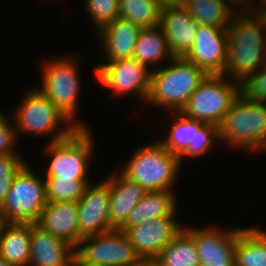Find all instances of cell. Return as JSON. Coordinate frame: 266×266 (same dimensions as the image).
<instances>
[{
  "mask_svg": "<svg viewBox=\"0 0 266 266\" xmlns=\"http://www.w3.org/2000/svg\"><path fill=\"white\" fill-rule=\"evenodd\" d=\"M147 68L137 59L126 58L100 64L94 72L99 82L111 88L115 94L132 92L146 100L152 73Z\"/></svg>",
  "mask_w": 266,
  "mask_h": 266,
  "instance_id": "12",
  "label": "cell"
},
{
  "mask_svg": "<svg viewBox=\"0 0 266 266\" xmlns=\"http://www.w3.org/2000/svg\"><path fill=\"white\" fill-rule=\"evenodd\" d=\"M133 58L148 67L163 59L174 58L160 25L142 28L135 46Z\"/></svg>",
  "mask_w": 266,
  "mask_h": 266,
  "instance_id": "25",
  "label": "cell"
},
{
  "mask_svg": "<svg viewBox=\"0 0 266 266\" xmlns=\"http://www.w3.org/2000/svg\"><path fill=\"white\" fill-rule=\"evenodd\" d=\"M69 266H97L82 260L75 252L73 253Z\"/></svg>",
  "mask_w": 266,
  "mask_h": 266,
  "instance_id": "34",
  "label": "cell"
},
{
  "mask_svg": "<svg viewBox=\"0 0 266 266\" xmlns=\"http://www.w3.org/2000/svg\"><path fill=\"white\" fill-rule=\"evenodd\" d=\"M174 215L145 221L124 232L142 259H155L183 229V226L174 221Z\"/></svg>",
  "mask_w": 266,
  "mask_h": 266,
  "instance_id": "16",
  "label": "cell"
},
{
  "mask_svg": "<svg viewBox=\"0 0 266 266\" xmlns=\"http://www.w3.org/2000/svg\"><path fill=\"white\" fill-rule=\"evenodd\" d=\"M251 6L244 4L241 7L244 8L242 14L235 15L227 28L228 61L225 76L239 83L266 65V22L261 13L252 10L255 7Z\"/></svg>",
  "mask_w": 266,
  "mask_h": 266,
  "instance_id": "1",
  "label": "cell"
},
{
  "mask_svg": "<svg viewBox=\"0 0 266 266\" xmlns=\"http://www.w3.org/2000/svg\"><path fill=\"white\" fill-rule=\"evenodd\" d=\"M22 100L15 112L16 114H14L16 115L14 128L18 132L20 130V132L23 131L28 134L31 132L41 135L53 133L51 142H54L66 138L76 128H87L85 123L78 121V123H70L64 127L65 129H58L61 123L70 122V120L39 89L28 92Z\"/></svg>",
  "mask_w": 266,
  "mask_h": 266,
  "instance_id": "6",
  "label": "cell"
},
{
  "mask_svg": "<svg viewBox=\"0 0 266 266\" xmlns=\"http://www.w3.org/2000/svg\"><path fill=\"white\" fill-rule=\"evenodd\" d=\"M0 266H12L8 264L1 256H0Z\"/></svg>",
  "mask_w": 266,
  "mask_h": 266,
  "instance_id": "37",
  "label": "cell"
},
{
  "mask_svg": "<svg viewBox=\"0 0 266 266\" xmlns=\"http://www.w3.org/2000/svg\"><path fill=\"white\" fill-rule=\"evenodd\" d=\"M170 190L150 191L136 204L119 230L125 232L145 221L176 214V202Z\"/></svg>",
  "mask_w": 266,
  "mask_h": 266,
  "instance_id": "23",
  "label": "cell"
},
{
  "mask_svg": "<svg viewBox=\"0 0 266 266\" xmlns=\"http://www.w3.org/2000/svg\"><path fill=\"white\" fill-rule=\"evenodd\" d=\"M184 58L208 75H225L228 61L227 28L199 24L194 44Z\"/></svg>",
  "mask_w": 266,
  "mask_h": 266,
  "instance_id": "13",
  "label": "cell"
},
{
  "mask_svg": "<svg viewBox=\"0 0 266 266\" xmlns=\"http://www.w3.org/2000/svg\"><path fill=\"white\" fill-rule=\"evenodd\" d=\"M106 178L109 182L110 203L109 219L113 229H119L126 221L129 213L145 196L147 191L137 182L130 180L122 173L112 174Z\"/></svg>",
  "mask_w": 266,
  "mask_h": 266,
  "instance_id": "20",
  "label": "cell"
},
{
  "mask_svg": "<svg viewBox=\"0 0 266 266\" xmlns=\"http://www.w3.org/2000/svg\"><path fill=\"white\" fill-rule=\"evenodd\" d=\"M77 201L47 202L36 223L74 248L79 243Z\"/></svg>",
  "mask_w": 266,
  "mask_h": 266,
  "instance_id": "18",
  "label": "cell"
},
{
  "mask_svg": "<svg viewBox=\"0 0 266 266\" xmlns=\"http://www.w3.org/2000/svg\"><path fill=\"white\" fill-rule=\"evenodd\" d=\"M257 12L261 13V15L263 16V18L265 19V22H266V9H264L263 11H257Z\"/></svg>",
  "mask_w": 266,
  "mask_h": 266,
  "instance_id": "39",
  "label": "cell"
},
{
  "mask_svg": "<svg viewBox=\"0 0 266 266\" xmlns=\"http://www.w3.org/2000/svg\"><path fill=\"white\" fill-rule=\"evenodd\" d=\"M74 247L31 224V251L28 266H69Z\"/></svg>",
  "mask_w": 266,
  "mask_h": 266,
  "instance_id": "19",
  "label": "cell"
},
{
  "mask_svg": "<svg viewBox=\"0 0 266 266\" xmlns=\"http://www.w3.org/2000/svg\"><path fill=\"white\" fill-rule=\"evenodd\" d=\"M193 19L202 25L228 28L235 14L228 4L236 0H178ZM230 1V2H229ZM228 2V3H227ZM236 2V3H235Z\"/></svg>",
  "mask_w": 266,
  "mask_h": 266,
  "instance_id": "24",
  "label": "cell"
},
{
  "mask_svg": "<svg viewBox=\"0 0 266 266\" xmlns=\"http://www.w3.org/2000/svg\"><path fill=\"white\" fill-rule=\"evenodd\" d=\"M240 94L249 101L266 102V65L240 83Z\"/></svg>",
  "mask_w": 266,
  "mask_h": 266,
  "instance_id": "32",
  "label": "cell"
},
{
  "mask_svg": "<svg viewBox=\"0 0 266 266\" xmlns=\"http://www.w3.org/2000/svg\"><path fill=\"white\" fill-rule=\"evenodd\" d=\"M19 155L14 152L0 156V205L5 200L14 178L26 165Z\"/></svg>",
  "mask_w": 266,
  "mask_h": 266,
  "instance_id": "30",
  "label": "cell"
},
{
  "mask_svg": "<svg viewBox=\"0 0 266 266\" xmlns=\"http://www.w3.org/2000/svg\"><path fill=\"white\" fill-rule=\"evenodd\" d=\"M239 4H244L245 3V1L247 2L246 4H248L249 3V5L252 3V4H255L254 2H253V0H236ZM252 1V2H251ZM251 2V3H250Z\"/></svg>",
  "mask_w": 266,
  "mask_h": 266,
  "instance_id": "38",
  "label": "cell"
},
{
  "mask_svg": "<svg viewBox=\"0 0 266 266\" xmlns=\"http://www.w3.org/2000/svg\"><path fill=\"white\" fill-rule=\"evenodd\" d=\"M31 223H4L0 230V256L12 266H28Z\"/></svg>",
  "mask_w": 266,
  "mask_h": 266,
  "instance_id": "22",
  "label": "cell"
},
{
  "mask_svg": "<svg viewBox=\"0 0 266 266\" xmlns=\"http://www.w3.org/2000/svg\"><path fill=\"white\" fill-rule=\"evenodd\" d=\"M76 59L70 57L50 60L44 66L42 87L39 89L56 108L73 121L77 111L79 75Z\"/></svg>",
  "mask_w": 266,
  "mask_h": 266,
  "instance_id": "9",
  "label": "cell"
},
{
  "mask_svg": "<svg viewBox=\"0 0 266 266\" xmlns=\"http://www.w3.org/2000/svg\"><path fill=\"white\" fill-rule=\"evenodd\" d=\"M180 164V157L157 141L139 147L121 173L147 192L171 190Z\"/></svg>",
  "mask_w": 266,
  "mask_h": 266,
  "instance_id": "4",
  "label": "cell"
},
{
  "mask_svg": "<svg viewBox=\"0 0 266 266\" xmlns=\"http://www.w3.org/2000/svg\"><path fill=\"white\" fill-rule=\"evenodd\" d=\"M224 77L208 75L190 95L180 112L189 118L219 127L232 103L240 95V83L234 80L226 82Z\"/></svg>",
  "mask_w": 266,
  "mask_h": 266,
  "instance_id": "5",
  "label": "cell"
},
{
  "mask_svg": "<svg viewBox=\"0 0 266 266\" xmlns=\"http://www.w3.org/2000/svg\"><path fill=\"white\" fill-rule=\"evenodd\" d=\"M47 204L45 181L36 177L26 164L14 178L0 205L4 223H37Z\"/></svg>",
  "mask_w": 266,
  "mask_h": 266,
  "instance_id": "7",
  "label": "cell"
},
{
  "mask_svg": "<svg viewBox=\"0 0 266 266\" xmlns=\"http://www.w3.org/2000/svg\"><path fill=\"white\" fill-rule=\"evenodd\" d=\"M159 25L174 57H184L194 44L199 24L178 0H165Z\"/></svg>",
  "mask_w": 266,
  "mask_h": 266,
  "instance_id": "17",
  "label": "cell"
},
{
  "mask_svg": "<svg viewBox=\"0 0 266 266\" xmlns=\"http://www.w3.org/2000/svg\"><path fill=\"white\" fill-rule=\"evenodd\" d=\"M133 266H160V264L155 259H141Z\"/></svg>",
  "mask_w": 266,
  "mask_h": 266,
  "instance_id": "35",
  "label": "cell"
},
{
  "mask_svg": "<svg viewBox=\"0 0 266 266\" xmlns=\"http://www.w3.org/2000/svg\"><path fill=\"white\" fill-rule=\"evenodd\" d=\"M260 1L262 4L259 3V5H261V6L257 5L259 8H257L256 11H263L264 9H266V0H260Z\"/></svg>",
  "mask_w": 266,
  "mask_h": 266,
  "instance_id": "36",
  "label": "cell"
},
{
  "mask_svg": "<svg viewBox=\"0 0 266 266\" xmlns=\"http://www.w3.org/2000/svg\"><path fill=\"white\" fill-rule=\"evenodd\" d=\"M88 180L59 179L46 177L47 202L78 201L84 194Z\"/></svg>",
  "mask_w": 266,
  "mask_h": 266,
  "instance_id": "29",
  "label": "cell"
},
{
  "mask_svg": "<svg viewBox=\"0 0 266 266\" xmlns=\"http://www.w3.org/2000/svg\"><path fill=\"white\" fill-rule=\"evenodd\" d=\"M3 224H4V221H3V219H2V215H1V213H0V230H1V227H2Z\"/></svg>",
  "mask_w": 266,
  "mask_h": 266,
  "instance_id": "40",
  "label": "cell"
},
{
  "mask_svg": "<svg viewBox=\"0 0 266 266\" xmlns=\"http://www.w3.org/2000/svg\"><path fill=\"white\" fill-rule=\"evenodd\" d=\"M78 203L79 242L82 238L113 230L109 219V182L86 186Z\"/></svg>",
  "mask_w": 266,
  "mask_h": 266,
  "instance_id": "15",
  "label": "cell"
},
{
  "mask_svg": "<svg viewBox=\"0 0 266 266\" xmlns=\"http://www.w3.org/2000/svg\"><path fill=\"white\" fill-rule=\"evenodd\" d=\"M91 136L87 128H76L66 138L50 141L47 151L52 158L46 177L87 180V163L93 149Z\"/></svg>",
  "mask_w": 266,
  "mask_h": 266,
  "instance_id": "8",
  "label": "cell"
},
{
  "mask_svg": "<svg viewBox=\"0 0 266 266\" xmlns=\"http://www.w3.org/2000/svg\"><path fill=\"white\" fill-rule=\"evenodd\" d=\"M160 266H200L193 237L183 228L158 254Z\"/></svg>",
  "mask_w": 266,
  "mask_h": 266,
  "instance_id": "27",
  "label": "cell"
},
{
  "mask_svg": "<svg viewBox=\"0 0 266 266\" xmlns=\"http://www.w3.org/2000/svg\"><path fill=\"white\" fill-rule=\"evenodd\" d=\"M4 116L0 111V156L14 153L12 144H15L14 140H17L15 139L17 137L15 132L17 131L13 126L11 127L10 122Z\"/></svg>",
  "mask_w": 266,
  "mask_h": 266,
  "instance_id": "33",
  "label": "cell"
},
{
  "mask_svg": "<svg viewBox=\"0 0 266 266\" xmlns=\"http://www.w3.org/2000/svg\"><path fill=\"white\" fill-rule=\"evenodd\" d=\"M74 252L97 266H133L142 259L119 229L82 238Z\"/></svg>",
  "mask_w": 266,
  "mask_h": 266,
  "instance_id": "10",
  "label": "cell"
},
{
  "mask_svg": "<svg viewBox=\"0 0 266 266\" xmlns=\"http://www.w3.org/2000/svg\"><path fill=\"white\" fill-rule=\"evenodd\" d=\"M180 113V114H179ZM169 136L159 142L170 152L178 155L180 160L185 156L198 157L212 150L214 139L219 140V127L205 124L177 112Z\"/></svg>",
  "mask_w": 266,
  "mask_h": 266,
  "instance_id": "11",
  "label": "cell"
},
{
  "mask_svg": "<svg viewBox=\"0 0 266 266\" xmlns=\"http://www.w3.org/2000/svg\"><path fill=\"white\" fill-rule=\"evenodd\" d=\"M219 139L237 147L266 150V104L249 101L241 94L219 126Z\"/></svg>",
  "mask_w": 266,
  "mask_h": 266,
  "instance_id": "3",
  "label": "cell"
},
{
  "mask_svg": "<svg viewBox=\"0 0 266 266\" xmlns=\"http://www.w3.org/2000/svg\"><path fill=\"white\" fill-rule=\"evenodd\" d=\"M165 0H119V17L141 28L159 25Z\"/></svg>",
  "mask_w": 266,
  "mask_h": 266,
  "instance_id": "28",
  "label": "cell"
},
{
  "mask_svg": "<svg viewBox=\"0 0 266 266\" xmlns=\"http://www.w3.org/2000/svg\"><path fill=\"white\" fill-rule=\"evenodd\" d=\"M169 63L170 65L165 68L152 71L146 100L157 106L169 108L174 113L185 107L190 95L208 74L184 57H174Z\"/></svg>",
  "mask_w": 266,
  "mask_h": 266,
  "instance_id": "2",
  "label": "cell"
},
{
  "mask_svg": "<svg viewBox=\"0 0 266 266\" xmlns=\"http://www.w3.org/2000/svg\"><path fill=\"white\" fill-rule=\"evenodd\" d=\"M141 27L130 20L118 17L102 27L98 32L104 45L107 62L133 58Z\"/></svg>",
  "mask_w": 266,
  "mask_h": 266,
  "instance_id": "21",
  "label": "cell"
},
{
  "mask_svg": "<svg viewBox=\"0 0 266 266\" xmlns=\"http://www.w3.org/2000/svg\"><path fill=\"white\" fill-rule=\"evenodd\" d=\"M235 266H266V234L257 227L240 228L235 245Z\"/></svg>",
  "mask_w": 266,
  "mask_h": 266,
  "instance_id": "26",
  "label": "cell"
},
{
  "mask_svg": "<svg viewBox=\"0 0 266 266\" xmlns=\"http://www.w3.org/2000/svg\"><path fill=\"white\" fill-rule=\"evenodd\" d=\"M86 10L100 30L119 17V0H86Z\"/></svg>",
  "mask_w": 266,
  "mask_h": 266,
  "instance_id": "31",
  "label": "cell"
},
{
  "mask_svg": "<svg viewBox=\"0 0 266 266\" xmlns=\"http://www.w3.org/2000/svg\"><path fill=\"white\" fill-rule=\"evenodd\" d=\"M194 239L200 266H235V245L240 229L230 231L211 228L183 227Z\"/></svg>",
  "mask_w": 266,
  "mask_h": 266,
  "instance_id": "14",
  "label": "cell"
}]
</instances>
